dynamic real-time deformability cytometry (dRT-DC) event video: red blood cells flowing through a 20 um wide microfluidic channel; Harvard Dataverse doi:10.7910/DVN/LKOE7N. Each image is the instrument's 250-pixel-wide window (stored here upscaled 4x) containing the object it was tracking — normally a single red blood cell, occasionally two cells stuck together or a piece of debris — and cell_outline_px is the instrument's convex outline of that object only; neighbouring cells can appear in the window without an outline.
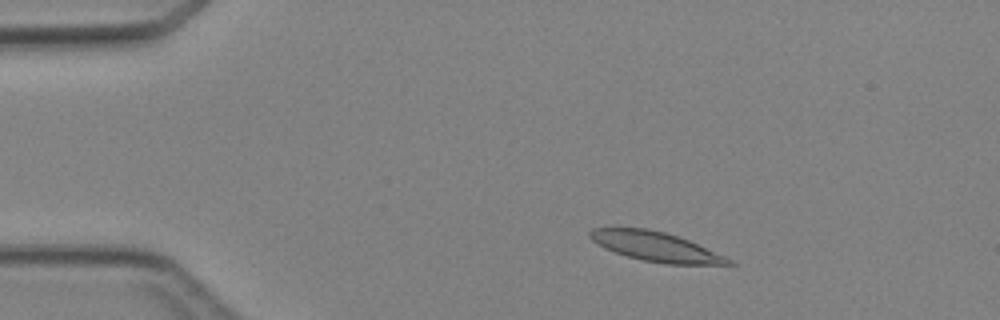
{"species": "Egyptian fruit bat (a non-hibernating species)", "species_latin": "Rousettus aegyptiacus", "temperature_condition": "cold", "stored_images_in_passage": 3, "camera_frame_rate_fps": 3000, "um_per_image_px": 0.085, "animal": {"sex": "female"}, "frame": {"image": 1, "passage_image": 2, "time_ms": 1.333, "image_size_px": [1000, 320], "cell_outline_px": [[736, 264], [668, 264], [644, 260], [628, 256], [604, 248], [592, 240], [588, 236], [588, 232], [592, 228], [648, 228], [664, 232], [688, 240], [724, 256], [732, 260]], "centroid_in_image_um": [55.7, 20.95], "position_along_channel_um": 29.3, "area_um2": 23.29}}